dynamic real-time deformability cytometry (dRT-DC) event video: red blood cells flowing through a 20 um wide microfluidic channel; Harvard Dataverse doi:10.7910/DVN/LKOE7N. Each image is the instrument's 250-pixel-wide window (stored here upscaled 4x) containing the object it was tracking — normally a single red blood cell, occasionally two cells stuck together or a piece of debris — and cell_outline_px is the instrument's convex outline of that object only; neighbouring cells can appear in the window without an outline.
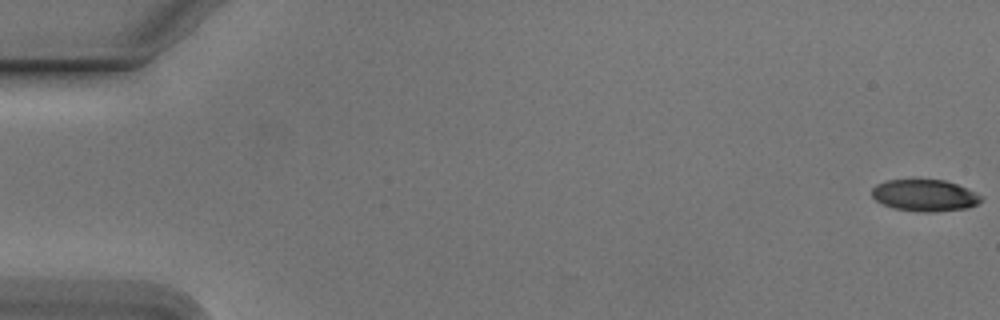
{"species": "Egyptian fruit bat (a non-hibernating species)", "species_latin": "Rousettus aegyptiacus", "temperature_condition": "cold", "stored_images_in_passage": 55, "camera_frame_rate_fps": 3000, "um_per_image_px": 0.085, "animal": {"sex": "male"}, "frame": {"image": 1, "passage_image": 1, "time_ms": 0.0, "image_size_px": [1000, 320], "cell_outline_px": [[984, 200], [968, 208], [932, 212], [924, 212], [896, 208], [884, 204], [876, 200], [872, 196], [872, 188], [876, 184], [888, 180], [944, 180], [956, 184], [976, 192]], "centroid_in_image_um": [78.62, 16.6], "position_along_channel_um": 6.4, "area_um2": 19.94}}
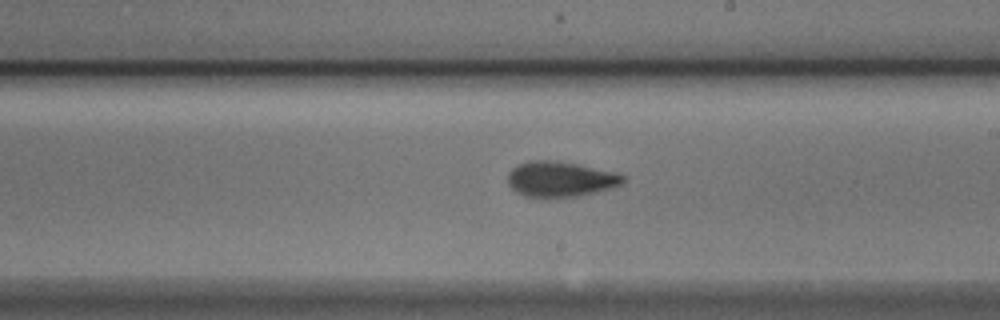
{"frame": {"image": 2, "passage_image": 32, "time_ms": 10.333, "image_size_px": [1000, 320], "cell_outline_px": [[624, 180], [620, 184], [596, 192], [580, 196], [524, 196], [516, 192], [508, 184], [508, 172], [512, 168], [528, 160], [560, 160], [612, 172], [624, 176]], "centroid_in_image_um": [47.57, 15.2], "position_along_channel_um": 241.4, "area_um2": 23.35}}
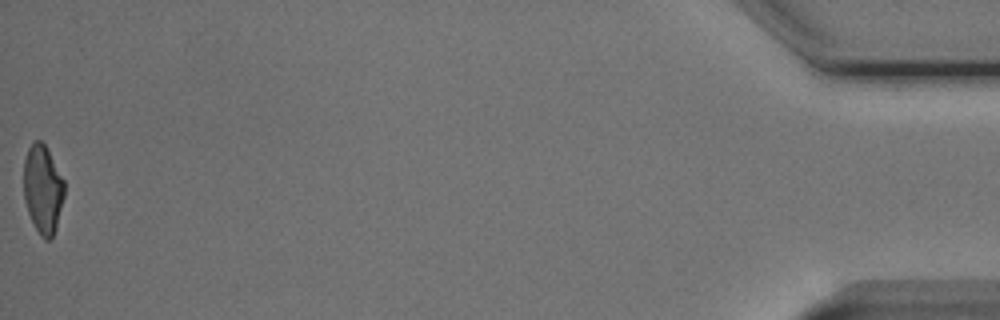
{"frame": {"image": 3, "passage_image": 55, "time_ms": 18.0, "image_size_px": [1000, 320], "cell_outline_px": [[64, 196], [56, 228], [52, 236], [48, 240], [44, 240], [40, 236], [28, 212], [24, 200], [24, 160], [28, 148], [32, 140], [40, 140], [44, 144], [64, 180]], "centroid_in_image_um": [3.63, 16.07], "position_along_channel_um": 431.6, "area_um2": 20.81}, "authors_computed_cell_mechanics": {"area_um2": 22.3686, "velocity_mm_per_s": 3.7853, "shape_relaxation_time_tau1_ms": 2.8861, "shape_relaxation_time_tau2_ms": 2.0635, "deformation_change_tau1": 0.1572, "deformation_change_tau2": 0.0855}}